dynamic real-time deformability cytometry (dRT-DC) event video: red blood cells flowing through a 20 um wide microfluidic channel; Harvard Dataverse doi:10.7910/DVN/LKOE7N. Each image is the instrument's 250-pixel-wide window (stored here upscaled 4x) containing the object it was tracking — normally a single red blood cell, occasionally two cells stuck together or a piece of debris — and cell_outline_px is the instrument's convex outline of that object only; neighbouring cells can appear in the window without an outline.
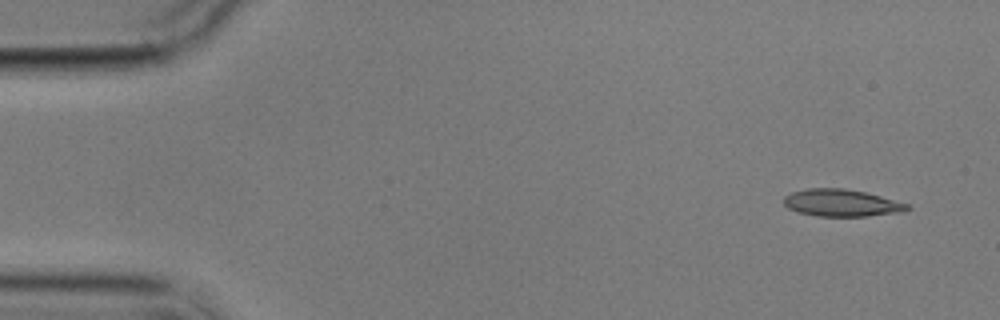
{"species": "common noctule bat (a hibernating species)", "species_latin": "Nyctalus noctula", "temperature_condition": "cold", "stored_images_in_passage": 6, "camera_frame_rate_fps": 3000, "um_per_image_px": 0.085, "animal": {"sex": "male", "body_mass_g": 17.9}, "frame": {"image": 1, "passage_image": 1, "time_ms": 0.0, "image_size_px": [1000, 320], "cell_outline_px": [[912, 208], [904, 212], [868, 216], [816, 216], [796, 212], [788, 208], [784, 204], [784, 196], [792, 192], [808, 188], [844, 188], [864, 192], [880, 196], [908, 204]], "centroid_in_image_um": [71.52, 17.25], "position_along_channel_um": 13.5, "area_um2": 19.59}}
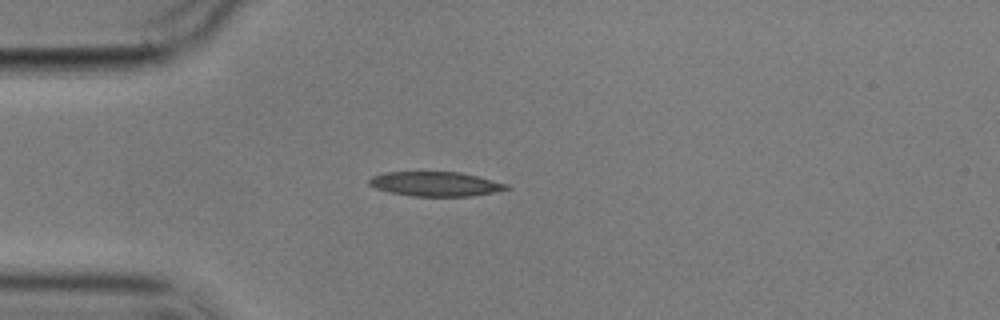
{"frame": {"image": 2, "passage_image": 4, "time_ms": 3.667, "image_size_px": [1000, 320], "cell_outline_px": [[512, 188], [496, 192], [472, 196], [412, 196], [388, 192], [376, 188], [368, 184], [368, 180], [372, 176], [384, 172], [460, 172], [508, 184]], "centroid_in_image_um": [37.01, 15.64], "position_along_channel_um": 48.0, "area_um2": 19.65}}
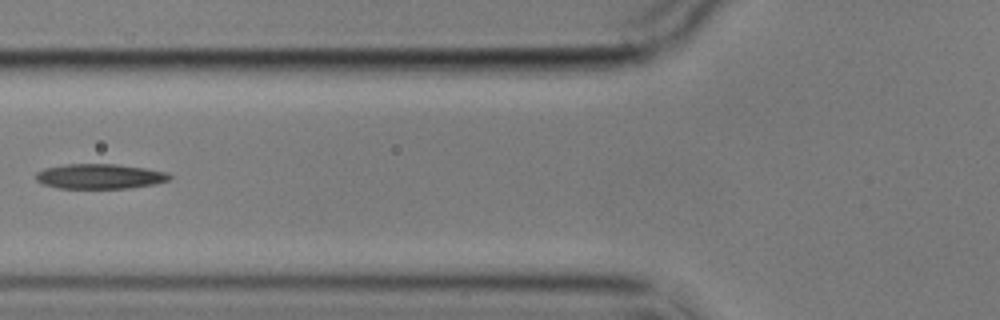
{"frame": {"image": 3, "passage_image": 6, "time_ms": 6.0, "image_size_px": [1000, 320], "cell_outline_px": [[172, 176], [168, 180], [152, 184], [128, 188], [56, 188], [40, 184], [36, 180], [36, 172], [44, 168], [68, 164], [116, 164], [144, 168], [168, 172]], "centroid_in_image_um": [8.43, 14.99], "position_along_channel_um": 117.4, "area_um2": 19.42}}